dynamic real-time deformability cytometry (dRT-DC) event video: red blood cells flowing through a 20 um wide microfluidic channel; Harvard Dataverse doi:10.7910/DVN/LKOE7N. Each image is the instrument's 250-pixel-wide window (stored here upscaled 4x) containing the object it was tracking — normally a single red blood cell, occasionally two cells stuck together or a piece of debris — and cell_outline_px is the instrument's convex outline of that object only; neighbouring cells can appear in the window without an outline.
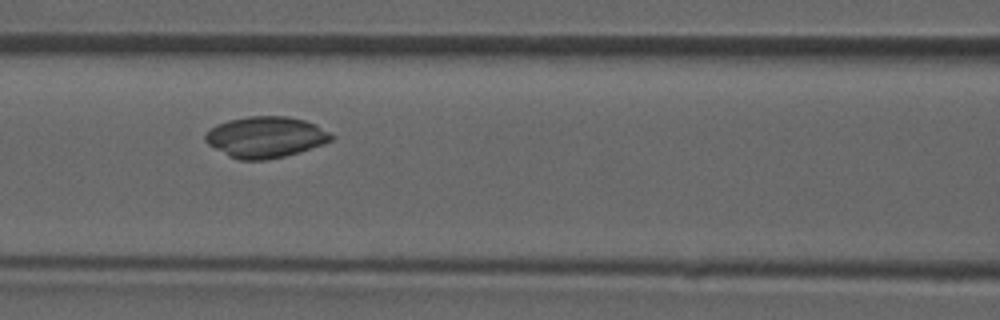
{"species": "common noctule bat (a hibernating species)", "species_latin": "Nyctalus noctula", "temperature_condition": "room temperature", "stored_images_in_passage": 48, "camera_frame_rate_fps": 3000, "um_per_image_px": 0.085, "animal": {"sex": "male", "forearm_length_mm": 52.5}, "frame": {"image": 1, "passage_image": 21, "time_ms": 6.667, "image_size_px": [1000, 320], "cell_outline_px": [[336, 136], [332, 140], [300, 152], [284, 156], [264, 160], [240, 160], [228, 156], [208, 144], [204, 140], [204, 136], [216, 124], [228, 120], [248, 116], [288, 116], [304, 120], [316, 124]], "centroid_in_image_um": [22.58, 11.65], "position_along_channel_um": 144.0, "area_um2": 30.17}}